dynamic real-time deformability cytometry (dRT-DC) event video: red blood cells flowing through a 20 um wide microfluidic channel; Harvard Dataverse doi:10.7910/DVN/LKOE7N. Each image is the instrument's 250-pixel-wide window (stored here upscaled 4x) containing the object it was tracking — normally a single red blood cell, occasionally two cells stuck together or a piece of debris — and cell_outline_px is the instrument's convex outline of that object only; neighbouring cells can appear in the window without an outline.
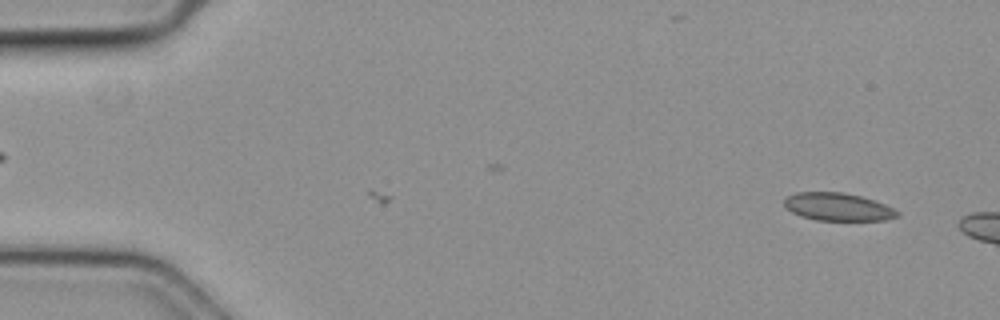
{"species": "common noctule bat (a hibernating species)", "species_latin": "Nyctalus noctula", "temperature_condition": "cold", "stored_images_in_passage": 11, "camera_frame_rate_fps": 3000, "um_per_image_px": 0.085, "animal": {"sex": "female", "body_mass_g": 19.3, "forearm_length_mm": 54.1}, "frame": {"image": 1, "passage_image": 11, "time_ms": 3.333, "image_size_px": [1000, 320], "cell_outline_px": [[900, 216], [884, 220], [816, 220], [800, 216], [792, 212], [784, 204], [784, 200], [788, 196], [796, 192], [844, 192], [860, 196], [884, 204], [900, 212]], "centroid_in_image_um": [71.22, 17.58], "position_along_channel_um": 13.8, "area_um2": 18.21}}